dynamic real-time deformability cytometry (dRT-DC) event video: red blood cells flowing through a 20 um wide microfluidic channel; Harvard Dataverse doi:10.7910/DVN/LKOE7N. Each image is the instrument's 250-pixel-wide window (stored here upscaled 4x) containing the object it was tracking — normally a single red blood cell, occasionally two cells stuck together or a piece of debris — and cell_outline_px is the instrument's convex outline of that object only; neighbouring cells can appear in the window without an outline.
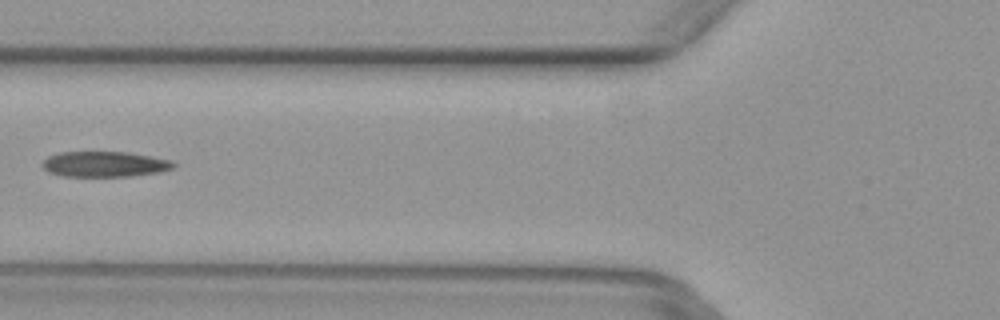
{"species": "common noctule bat (a hibernating species)", "species_latin": "Nyctalus noctula", "temperature_condition": "warm", "stored_images_in_passage": 2, "camera_frame_rate_fps": 3000, "um_per_image_px": 0.085, "animal": {"sex": "female", "body_mass_g": 29.2, "forearm_length_mm": 56.3}, "frame": {"image": 1, "passage_image": 2, "time_ms": 0.333, "image_size_px": [1000, 320], "cell_outline_px": [[176, 164], [172, 168], [160, 172], [132, 176], [64, 176], [48, 172], [40, 164], [48, 156], [60, 152], [128, 152], [172, 160]], "centroid_in_image_um": [8.89, 13.95], "position_along_channel_um": 116.9, "area_um2": 19.48}}